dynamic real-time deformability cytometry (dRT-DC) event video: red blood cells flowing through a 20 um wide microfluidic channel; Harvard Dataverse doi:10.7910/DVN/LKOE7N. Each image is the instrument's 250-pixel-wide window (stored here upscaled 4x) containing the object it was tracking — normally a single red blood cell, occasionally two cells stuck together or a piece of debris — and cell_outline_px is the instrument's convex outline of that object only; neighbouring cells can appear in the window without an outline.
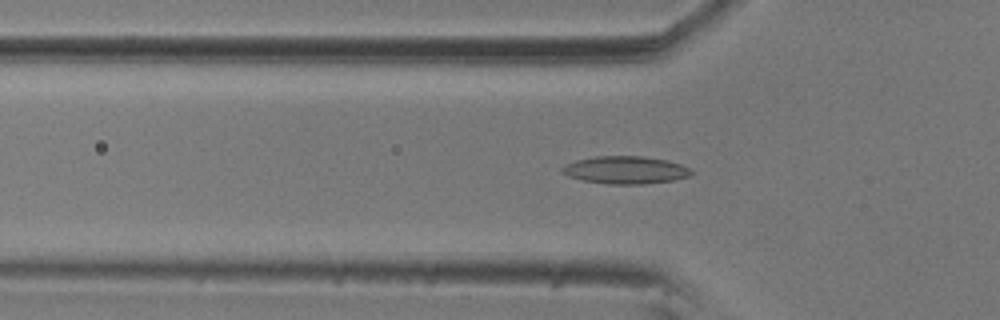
{"species": "common noctule bat (a hibernating species)", "species_latin": "Nyctalus noctula", "temperature_condition": "room temperature", "stored_images_in_passage": 51, "camera_frame_rate_fps": 3000, "um_per_image_px": 0.085, "animal": {"sex": "male", "body_mass_g": 20.5, "forearm_length_mm": 52.5}, "frame": {"image": 1, "passage_image": 18, "time_ms": 5.667, "image_size_px": [1000, 320], "cell_outline_px": [[692, 172], [688, 176], [672, 180], [644, 184], [608, 184], [584, 180], [568, 176], [560, 172], [560, 168], [576, 160], [596, 156], [644, 156], [668, 160], [680, 164], [688, 168]], "centroid_in_image_um": [53.14, 14.44], "position_along_channel_um": 72.7, "area_um2": 20.63}}
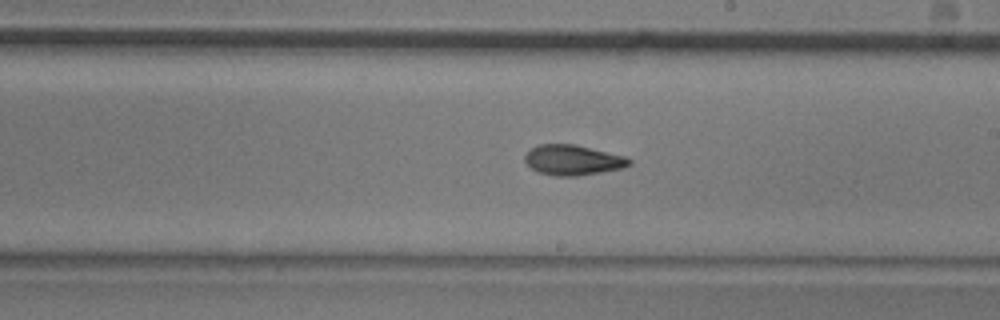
{"frame": {"image": 2, "passage_image": 32, "time_ms": 10.333, "image_size_px": [1000, 320], "cell_outline_px": [[632, 164], [624, 168], [576, 176], [556, 176], [536, 172], [524, 160], [524, 156], [532, 148], [540, 144], [576, 144], [624, 156], [632, 160]], "centroid_in_image_um": [48.7, 13.61], "position_along_channel_um": 240.3, "area_um2": 18.38}}
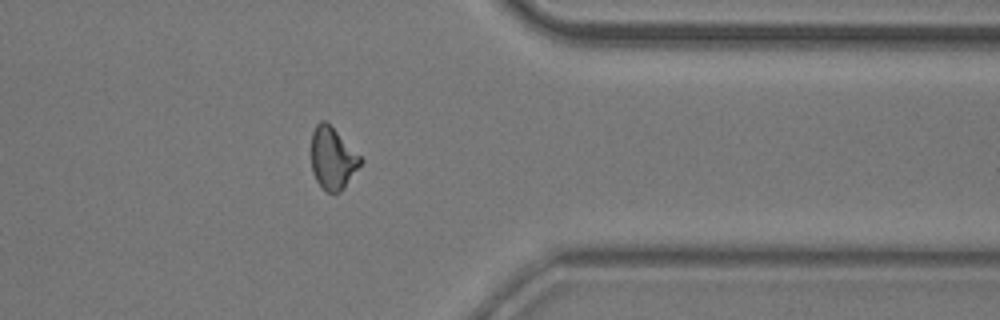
{"frame": {"image": 3, "passage_image": 45, "time_ms": 14.667, "image_size_px": [1000, 320], "cell_outline_px": [[364, 160], [344, 188], [340, 192], [324, 192], [316, 180], [312, 172], [312, 132], [316, 124], [320, 120], [324, 120]], "centroid_in_image_um": [28.26, 13.5], "position_along_channel_um": 383.1, "area_um2": 17.51}, "authors_computed_cell_mechanics": {"area_um2": 18.6694, "velocity_mm_per_s": 3.5689, "shape_relaxation_time_tau1_ms": 7.8184, "shape_relaxation_time_tau2_ms": 3.7198, "deformation_change_tau1": 0.1986, "deformation_change_tau2": 0.1098}}